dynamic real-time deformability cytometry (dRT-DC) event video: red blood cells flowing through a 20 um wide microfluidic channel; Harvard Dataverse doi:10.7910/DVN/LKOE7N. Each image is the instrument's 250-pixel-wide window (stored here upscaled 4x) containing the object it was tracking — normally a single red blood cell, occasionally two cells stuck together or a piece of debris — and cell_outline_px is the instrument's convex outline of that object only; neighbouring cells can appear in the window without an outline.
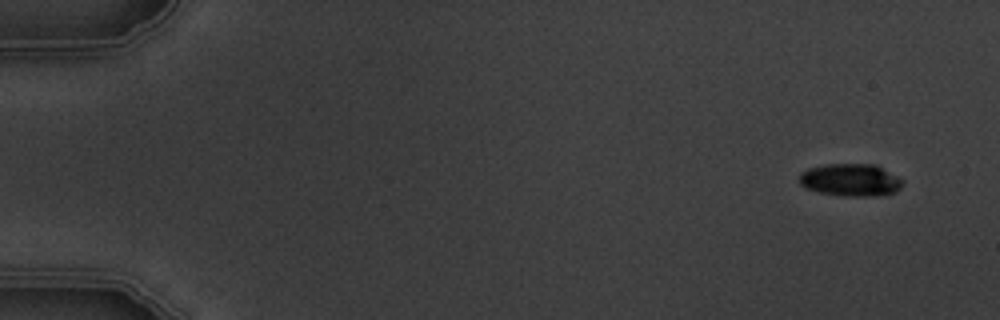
{"species": "common noctule bat (a hibernating species)", "species_latin": "Nyctalus noctula", "temperature_condition": "warm", "stored_images_in_passage": 3, "camera_frame_rate_fps": 3000, "um_per_image_px": 0.085, "animal": {"sex": "male", "body_mass_g": 19.5, "forearm_length_mm": 54.6}, "frame": {"image": 1, "passage_image": 1, "time_ms": 0.0, "image_size_px": [1000, 320], "cell_outline_px": [[904, 184], [896, 192], [872, 196], [844, 196], [820, 192], [804, 188], [800, 184], [800, 172], [808, 168], [824, 164], [876, 164], [904, 180]], "centroid_in_image_um": [72.3, 15.29], "position_along_channel_um": 12.7, "area_um2": 19.71}}